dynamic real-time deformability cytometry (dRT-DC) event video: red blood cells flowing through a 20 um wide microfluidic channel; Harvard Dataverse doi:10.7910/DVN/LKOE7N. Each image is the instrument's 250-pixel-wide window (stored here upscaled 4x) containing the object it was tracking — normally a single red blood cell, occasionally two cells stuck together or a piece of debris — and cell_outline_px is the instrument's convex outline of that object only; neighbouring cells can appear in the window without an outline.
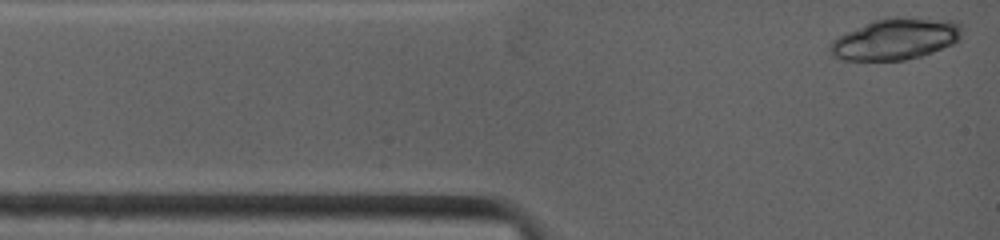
{"species": "common noctule bat (a hibernating species)", "species_latin": "Nyctalus noctula", "temperature_condition": "warm", "stored_images_in_passage": 4, "camera_frame_rate_fps": 4500, "um_per_image_px": 0.085, "animal": {"sex": "female", "body_mass_g": 19.0, "forearm_length_mm": 53.3}, "frame": {"image": 1, "passage_image": 1, "time_ms": 0.0, "image_size_px": [1000, 240], "cell_outline_px": [[964, 32], [960, 40], [952, 44], [932, 52], [920, 56], [904, 60], [844, 60], [832, 56], [828, 48], [832, 40], [872, 20], [888, 16], [896, 16], [956, 20], [960, 24]], "centroid_in_image_um": [76.17, 3.29], "position_along_channel_um": 8.8, "area_um2": 32.14}}